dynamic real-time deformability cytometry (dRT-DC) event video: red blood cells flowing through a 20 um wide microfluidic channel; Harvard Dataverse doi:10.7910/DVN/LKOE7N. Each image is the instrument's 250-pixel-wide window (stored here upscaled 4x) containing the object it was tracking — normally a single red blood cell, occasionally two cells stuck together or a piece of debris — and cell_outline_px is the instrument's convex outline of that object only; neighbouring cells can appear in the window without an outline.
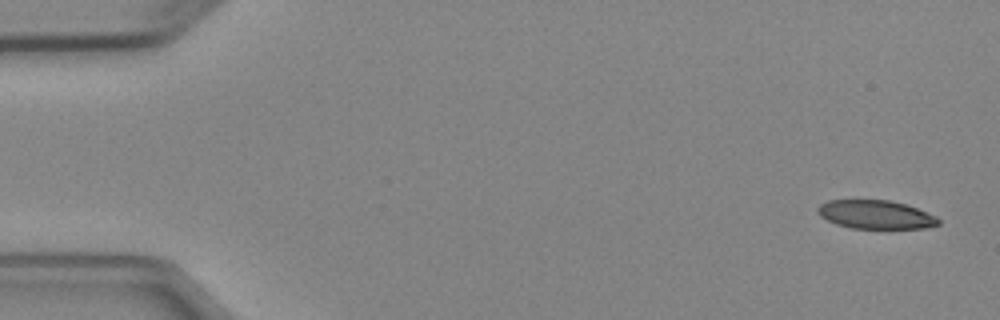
{"species": "Egyptian fruit bat (a non-hibernating species)", "species_latin": "Rousettus aegyptiacus", "temperature_condition": "cold", "stored_images_in_passage": 4, "camera_frame_rate_fps": 3000, "um_per_image_px": 0.085, "animal": {"sex": "female"}, "frame": {"image": 1, "passage_image": 1, "time_ms": 0.0, "image_size_px": [1000, 320], "cell_outline_px": [[940, 224], [924, 228], [852, 228], [836, 224], [820, 216], [816, 212], [816, 208], [820, 204], [828, 200], [888, 200], [904, 204], [916, 208], [936, 216], [940, 220]], "centroid_in_image_um": [74.4, 18.23], "position_along_channel_um": 10.6, "area_um2": 20.0}}
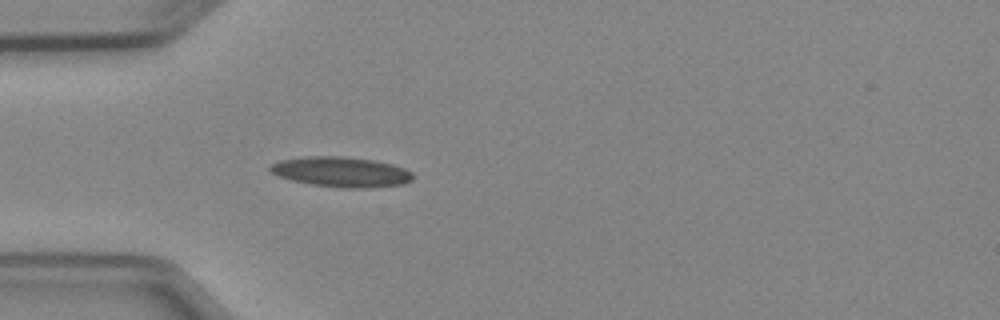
{"frame": {"image": 2, "passage_image": 4, "time_ms": 4.333, "image_size_px": [1000, 320], "cell_outline_px": [[412, 180], [404, 184], [372, 188], [344, 188], [312, 184], [292, 180], [280, 176], [272, 172], [268, 168], [272, 164], [280, 160], [308, 156], [344, 156], [372, 160], [392, 164], [404, 168], [412, 172]], "centroid_in_image_um": [29.04, 14.61], "position_along_channel_um": 56.0, "area_um2": 24.97}}